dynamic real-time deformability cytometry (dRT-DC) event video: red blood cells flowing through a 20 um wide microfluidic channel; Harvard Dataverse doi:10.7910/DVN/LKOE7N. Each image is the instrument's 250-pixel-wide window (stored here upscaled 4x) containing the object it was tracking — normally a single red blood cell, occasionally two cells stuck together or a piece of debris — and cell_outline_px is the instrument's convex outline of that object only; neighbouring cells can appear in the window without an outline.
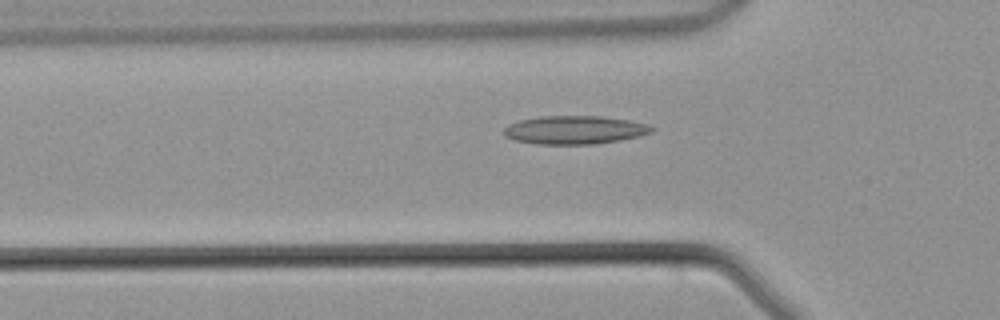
{"species": "common noctule bat (a hibernating species)", "species_latin": "Nyctalus noctula", "temperature_condition": "warm", "stored_images_in_passage": 42, "camera_frame_rate_fps": 3000, "um_per_image_px": 0.085, "animal": {"sex": "male", "body_mass_g": 21.5, "forearm_length_mm": 52.0}, "frame": {"image": 1, "passage_image": 13, "time_ms": 4.0, "image_size_px": [1000, 320], "cell_outline_px": [[656, 128], [652, 132], [640, 136], [620, 140], [592, 144], [536, 144], [516, 140], [504, 136], [504, 128], [508, 124], [520, 120], [544, 116], [600, 116], [628, 120], [648, 124]], "centroid_in_image_um": [48.86, 11.04], "position_along_channel_um": 76.9, "area_um2": 24.39}}
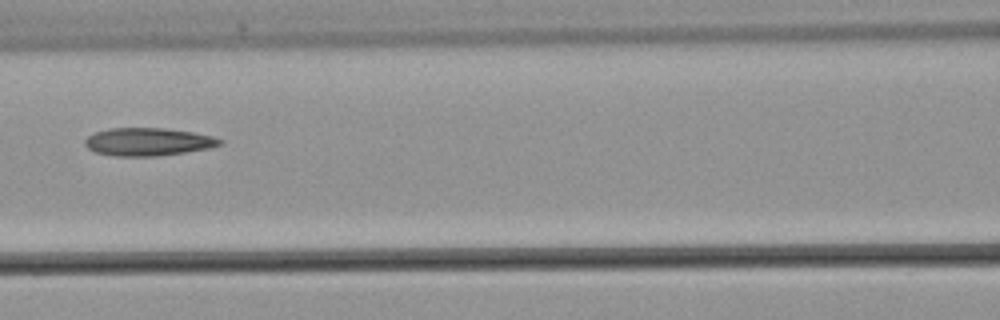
{"frame": {"image": 2, "passage_image": 18, "time_ms": 5.667, "image_size_px": [1000, 320], "cell_outline_px": [[224, 144], [208, 148], [184, 152], [156, 156], [112, 156], [96, 152], [88, 148], [84, 144], [84, 140], [88, 136], [96, 132], [108, 128], [164, 128], [192, 132], [212, 136], [224, 140]], "centroid_in_image_um": [12.58, 12.05], "position_along_channel_um": 154.0, "area_um2": 21.91}}
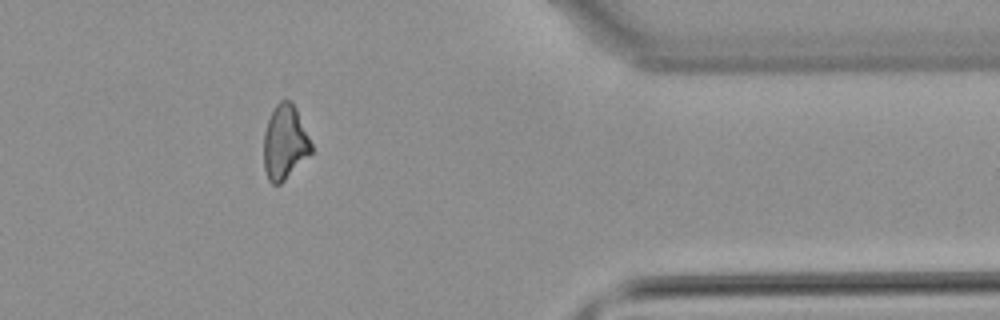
{"frame": {"image": 3, "passage_image": 35, "time_ms": 11.333, "image_size_px": [1000, 320], "cell_outline_px": [[312, 152], [280, 184], [272, 184], [268, 180], [264, 168], [264, 132], [268, 120], [276, 104], [280, 100], [288, 100], [296, 108], [312, 144]], "centroid_in_image_um": [24.2, 12.11], "position_along_channel_um": 387.2, "area_um2": 20.35}}